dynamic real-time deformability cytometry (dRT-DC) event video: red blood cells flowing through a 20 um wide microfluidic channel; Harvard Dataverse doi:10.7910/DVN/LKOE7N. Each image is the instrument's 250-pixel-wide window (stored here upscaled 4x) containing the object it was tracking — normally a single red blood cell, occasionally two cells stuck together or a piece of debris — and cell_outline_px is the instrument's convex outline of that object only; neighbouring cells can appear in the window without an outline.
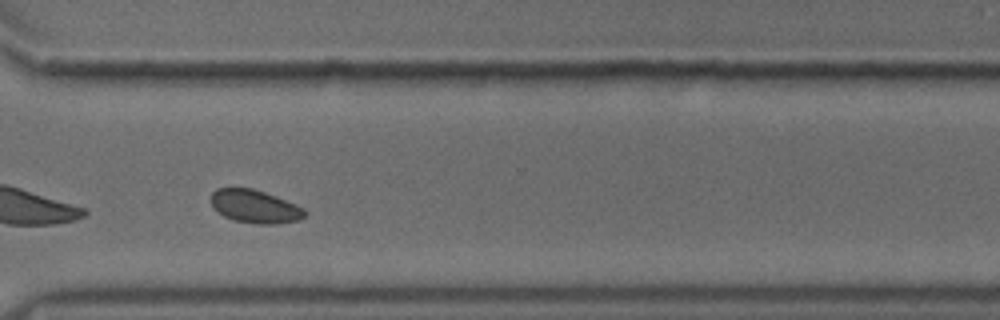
{"species": "common noctule bat (a hibernating species)", "species_latin": "Nyctalus noctula", "temperature_condition": "cold", "stored_images_in_passage": 34, "camera_frame_rate_fps": 3000, "um_per_image_px": 0.085, "animal": {"sex": "male", "body_mass_g": 18.8}, "frame": {"image": 1, "passage_image": 29, "time_ms": 9.333, "image_size_px": [1000, 320], "cell_outline_px": [[308, 212], [300, 220], [276, 224], [256, 224], [236, 220], [224, 216], [212, 204], [212, 192], [216, 188], [252, 188], [276, 196], [304, 208]], "centroid_in_image_um": [21.71, 17.55], "position_along_channel_um": 348.9, "area_um2": 17.92}}